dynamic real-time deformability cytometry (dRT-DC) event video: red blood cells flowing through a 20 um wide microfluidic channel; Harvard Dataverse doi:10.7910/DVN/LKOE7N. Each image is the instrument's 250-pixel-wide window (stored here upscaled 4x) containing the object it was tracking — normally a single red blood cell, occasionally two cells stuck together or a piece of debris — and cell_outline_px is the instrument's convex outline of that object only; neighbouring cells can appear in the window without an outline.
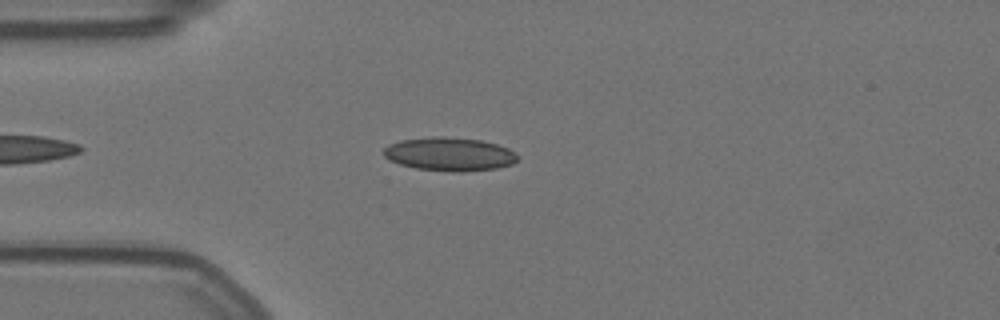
{"species": "Egyptian fruit bat (a non-hibernating species)", "species_latin": "Rousettus aegyptiacus", "temperature_condition": "warm", "stored_images_in_passage": 49, "camera_frame_rate_fps": 3000, "um_per_image_px": 0.085, "animal": {"sex": "female"}, "frame": {"image": 1, "passage_image": 7, "time_ms": 2.0, "image_size_px": [1000, 320], "cell_outline_px": [[520, 160], [512, 164], [496, 168], [464, 172], [448, 172], [416, 168], [400, 164], [388, 160], [384, 156], [384, 148], [388, 144], [400, 140], [436, 136], [444, 136], [480, 140], [496, 144], [508, 148], [516, 152], [520, 156]], "centroid_in_image_um": [38.23, 13.11], "position_along_channel_um": 46.8, "area_um2": 26.47}}
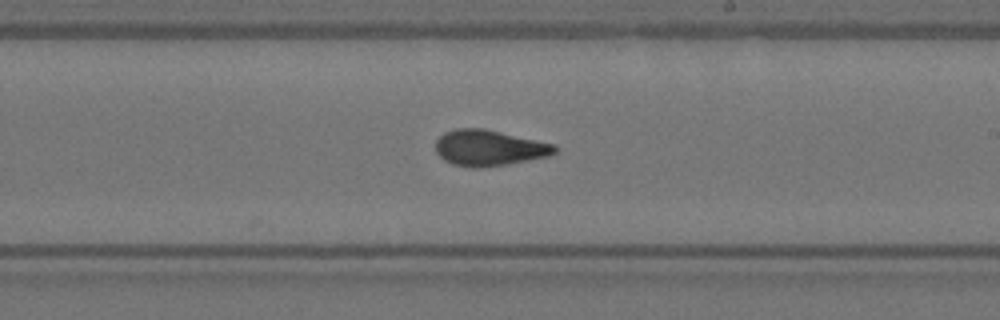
{"frame": {"image": 2, "passage_image": 25, "time_ms": 8.0, "image_size_px": [1000, 320], "cell_outline_px": [[560, 148], [552, 156], [508, 164], [480, 168], [472, 168], [452, 164], [444, 160], [436, 152], [436, 140], [444, 132], [456, 128], [484, 128], [556, 144]], "centroid_in_image_um": [41.62, 12.57], "position_along_channel_um": 247.4, "area_um2": 25.32}}
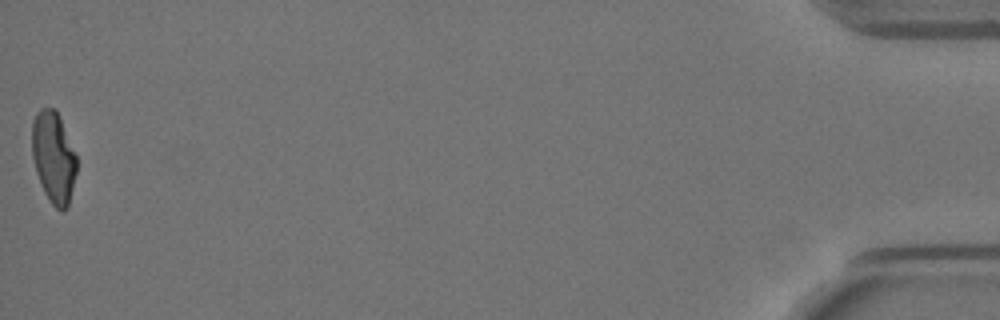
{"frame": {"image": 3, "passage_image": 49, "time_ms": 16.0, "image_size_px": [1000, 320], "cell_outline_px": [[76, 172], [68, 208], [64, 212], [60, 212], [52, 204], [44, 192], [36, 172], [32, 156], [32, 120], [36, 112], [40, 108], [56, 108], [60, 116], [76, 156]], "centroid_in_image_um": [4.54, 13.36], "position_along_channel_um": 430.7, "area_um2": 23.93}, "authors_computed_cell_mechanics": {"area_um2": 24.565, "velocity_mm_per_s": 3.5493, "shape_relaxation_time_tau1_ms": 10.4837, "shape_relaxation_time_tau2_ms": 1.6541, "deformation_change_tau1": 0.2297, "deformation_change_tau2": 0.0765}}